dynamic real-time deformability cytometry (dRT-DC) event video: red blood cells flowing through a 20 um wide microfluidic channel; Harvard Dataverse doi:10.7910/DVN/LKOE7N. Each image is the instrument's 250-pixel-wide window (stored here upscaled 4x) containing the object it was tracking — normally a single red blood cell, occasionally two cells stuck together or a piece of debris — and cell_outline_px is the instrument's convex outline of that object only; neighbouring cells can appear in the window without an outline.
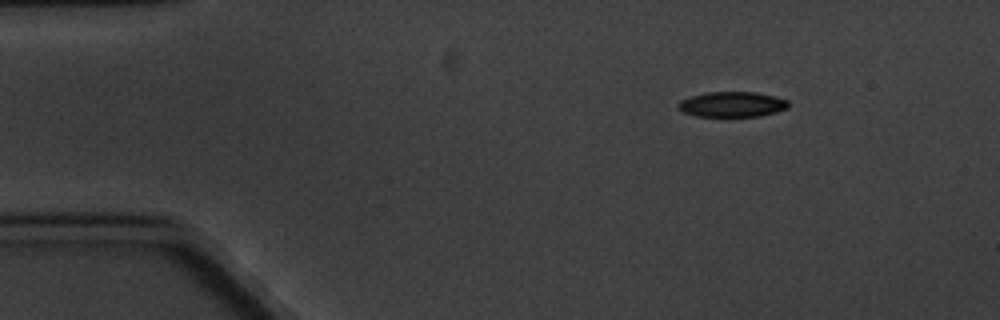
{"species": "common noctule bat (a hibernating species)", "species_latin": "Nyctalus noctula", "temperature_condition": "cold", "stored_images_in_passage": 3, "camera_frame_rate_fps": 3000, "um_per_image_px": 0.085, "animal": {"sex": "male", "body_mass_g": 20.1, "forearm_length_mm": 53.5}, "frame": {"image": 1, "passage_image": 1, "time_ms": 0.0, "image_size_px": [1000, 320], "cell_outline_px": [[788, 108], [760, 116], [696, 116], [684, 112], [676, 108], [676, 104], [680, 100], [688, 96], [704, 92], [756, 92], [788, 100]], "centroid_in_image_um": [62.15, 8.86], "position_along_channel_um": 22.8, "area_um2": 16.3}}